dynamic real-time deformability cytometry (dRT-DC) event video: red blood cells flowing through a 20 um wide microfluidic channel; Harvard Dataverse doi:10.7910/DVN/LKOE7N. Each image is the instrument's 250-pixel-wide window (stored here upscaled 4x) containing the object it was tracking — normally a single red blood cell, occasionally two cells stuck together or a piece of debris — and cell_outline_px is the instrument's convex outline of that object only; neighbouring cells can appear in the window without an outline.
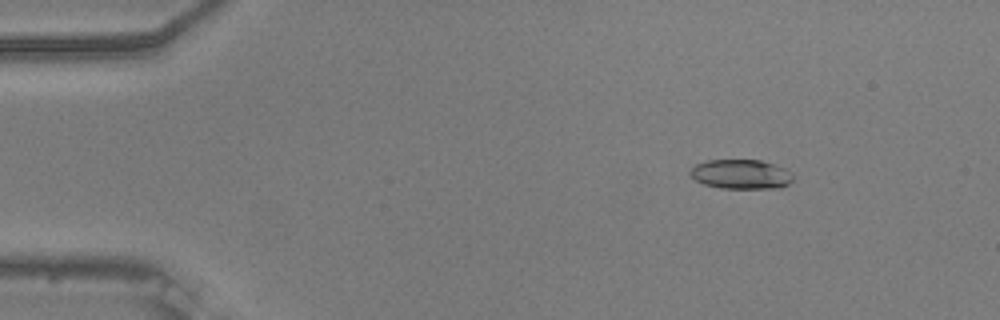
{"species": "common noctule bat (a hibernating species)", "species_latin": "Nyctalus noctula", "temperature_condition": "warm", "stored_images_in_passage": 55, "camera_frame_rate_fps": 3000, "um_per_image_px": 0.085, "animal": {"sex": "male", "body_mass_g": 20.5, "forearm_length_mm": 52.5}, "frame": {"image": 1, "passage_image": 8, "time_ms": 2.333, "image_size_px": [1000, 320], "cell_outline_px": [[792, 180], [788, 184], [780, 188], [720, 188], [704, 184], [696, 180], [688, 172], [696, 164], [708, 160], [760, 160], [788, 168], [792, 172]], "centroid_in_image_um": [63.02, 14.8], "position_along_channel_um": 22.0, "area_um2": 17.74}}
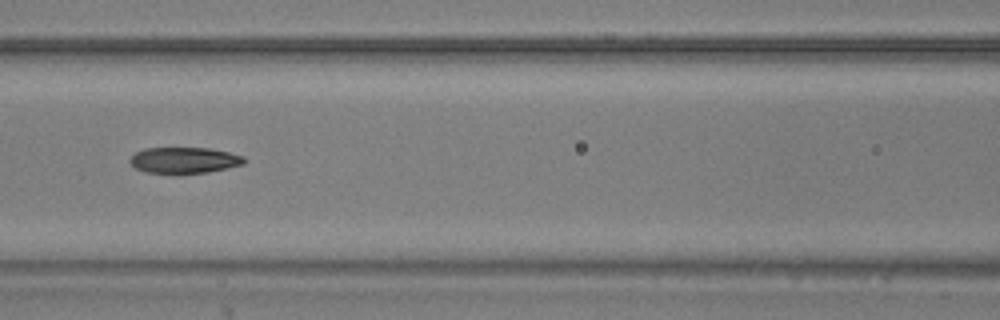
{"frame": {"image": 2, "passage_image": 25, "time_ms": 8.0, "image_size_px": [1000, 320], "cell_outline_px": [[244, 164], [228, 168], [208, 172], [180, 176], [176, 176], [144, 172], [136, 168], [128, 160], [136, 152], [144, 148], [208, 148], [228, 152], [244, 156]], "centroid_in_image_um": [15.63, 13.66], "position_along_channel_um": 151.0, "area_um2": 17.98}}
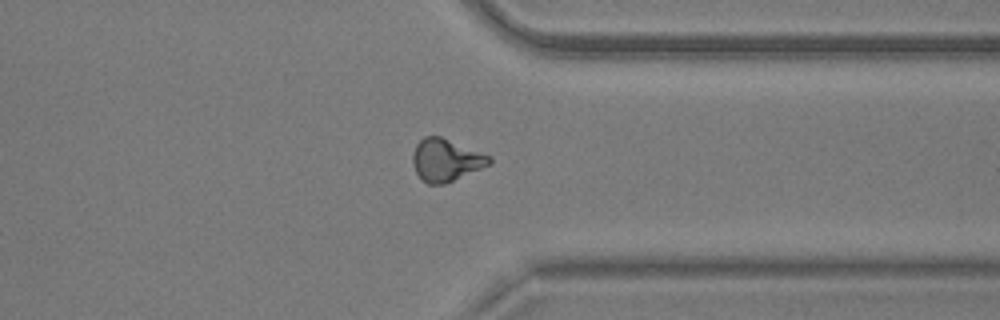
{"frame": {"image": 3, "passage_image": 43, "time_ms": 14.0, "image_size_px": [1000, 320], "cell_outline_px": [[492, 164], [444, 184], [428, 184], [416, 172], [412, 160], [412, 156], [416, 144], [424, 136], [440, 136], [492, 156]], "centroid_in_image_um": [37.93, 13.59], "position_along_channel_um": 373.5, "area_um2": 18.84}, "authors_computed_cell_mechanics": {"area_um2": 18.1492, "velocity_mm_per_s": 3.7414, "shape_relaxation_time_tau1_ms": 4.6009, "shape_relaxation_time_tau2_ms": 3.9741, "deformation_change_tau1": 0.1665, "deformation_change_tau2": 0.1243}}